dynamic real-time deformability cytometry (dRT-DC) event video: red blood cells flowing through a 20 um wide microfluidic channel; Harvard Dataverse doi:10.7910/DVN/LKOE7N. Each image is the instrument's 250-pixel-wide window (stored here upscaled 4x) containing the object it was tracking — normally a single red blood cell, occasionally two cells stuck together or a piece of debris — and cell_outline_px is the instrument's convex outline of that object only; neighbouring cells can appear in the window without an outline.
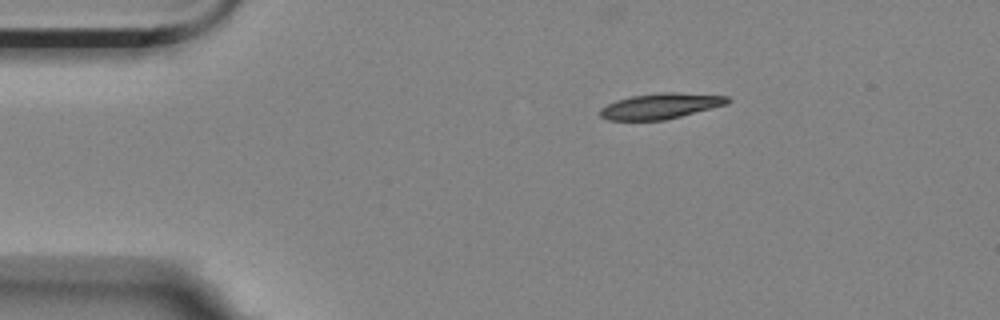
{"species": "Egyptian fruit bat (a non-hibernating species)", "species_latin": "Rousettus aegyptiacus", "temperature_condition": "room temperature", "stored_images_in_passage": 48, "camera_frame_rate_fps": 3000, "um_per_image_px": 0.085, "animal": {"sex": "female"}, "frame": {"image": 1, "passage_image": 1, "time_ms": 0.0, "image_size_px": [1000, 320], "cell_outline_px": [[732, 100], [728, 104], [664, 120], [608, 120], [600, 116], [600, 108], [616, 100], [632, 96], [660, 92], [676, 92], [728, 96]], "centroid_in_image_um": [56.16, 9.0], "position_along_channel_um": 28.8, "area_um2": 18.96}}
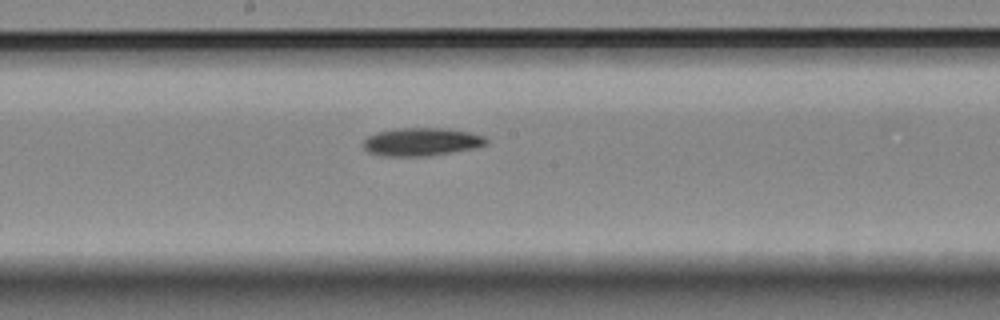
{"frame": {"image": 2, "passage_image": 21, "time_ms": 6.667, "image_size_px": [1000, 320], "cell_outline_px": [[488, 144], [476, 148], [424, 156], [384, 156], [368, 152], [364, 148], [364, 140], [368, 136], [376, 132], [396, 128], [448, 128], [468, 132], [484, 136], [488, 140]], "centroid_in_image_um": [35.83, 12.05], "position_along_channel_um": 212.4, "area_um2": 20.11}}
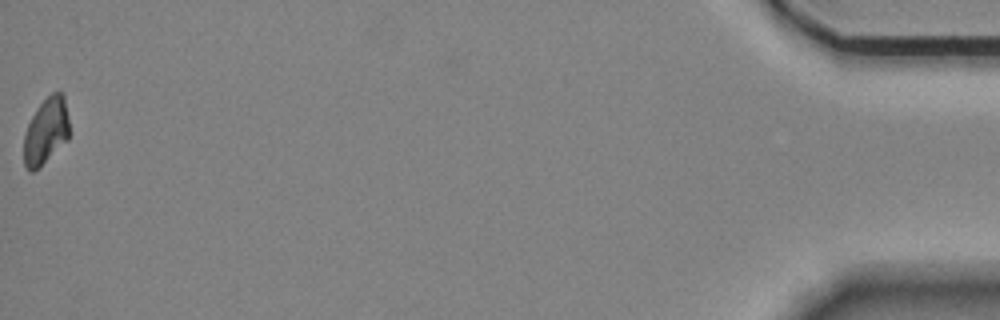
{"frame": {"image": 3, "passage_image": 48, "time_ms": 15.667, "image_size_px": [1000, 320], "cell_outline_px": [[68, 140], [32, 172], [24, 164], [24, 136], [28, 124], [36, 108], [52, 92], [64, 92], [68, 116]], "centroid_in_image_um": [3.92, 11.09], "position_along_channel_um": 431.3, "area_um2": 17.28}, "authors_computed_cell_mechanics": {"area_um2": 19.363, "velocity_mm_per_s": 3.5076, "shape_relaxation_time_tau1_ms": 5.8839, "shape_relaxation_time_tau2_ms": null, "deformation_change_tau1": 0.1557, "deformation_change_tau2": null}}